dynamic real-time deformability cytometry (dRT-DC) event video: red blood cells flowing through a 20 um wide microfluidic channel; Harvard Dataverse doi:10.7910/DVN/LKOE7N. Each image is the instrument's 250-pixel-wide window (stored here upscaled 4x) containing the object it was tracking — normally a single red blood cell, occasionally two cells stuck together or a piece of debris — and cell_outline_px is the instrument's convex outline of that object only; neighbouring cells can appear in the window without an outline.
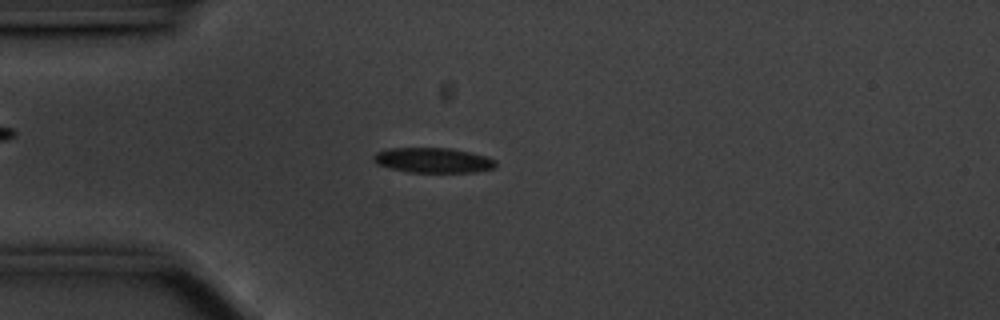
{"species": "common noctule bat (a hibernating species)", "species_latin": "Nyctalus noctula", "temperature_condition": "cold", "stored_images_in_passage": 56, "camera_frame_rate_fps": 3000, "um_per_image_px": 0.085, "animal": {"sex": "male", "body_mass_g": 20.1, "forearm_length_mm": 53.5}, "frame": {"image": 1, "passage_image": 14, "time_ms": 4.333, "image_size_px": [1000, 320], "cell_outline_px": [[496, 168], [476, 172], [408, 172], [376, 164], [372, 156], [376, 152], [388, 148], [452, 148], [484, 156], [496, 160]], "centroid_in_image_um": [36.81, 13.62], "position_along_channel_um": 48.2, "area_um2": 17.8}}
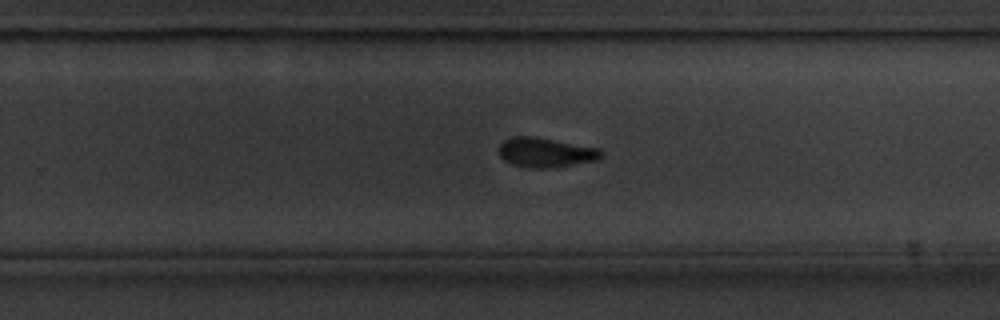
{"frame": {"image": 2, "passage_image": 35, "time_ms": 11.333, "image_size_px": [1000, 320], "cell_outline_px": [[604, 152], [596, 160], [548, 168], [528, 168], [512, 164], [504, 160], [500, 156], [500, 144], [504, 140], [512, 136], [532, 136], [600, 148]], "centroid_in_image_um": [46.36, 12.95], "position_along_channel_um": 283.4, "area_um2": 17.46}}
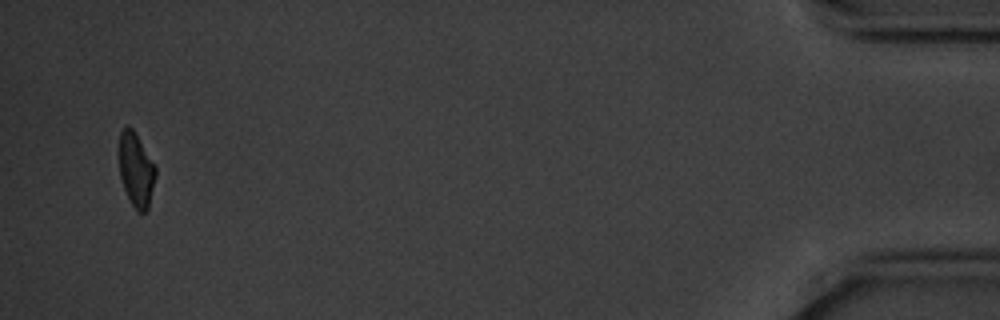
{"frame": {"image": 3, "passage_image": 54, "time_ms": 17.667, "image_size_px": [1000, 320], "cell_outline_px": [[156, 176], [148, 208], [144, 212], [136, 212], [124, 188], [120, 176], [120, 132], [128, 124], [132, 128], [156, 168]], "centroid_in_image_um": [11.57, 14.46], "position_along_channel_um": 423.6, "area_um2": 15.32}, "authors_computed_cell_mechanics": {"area_um2": 17.629, "velocity_mm_per_s": 3.5234, "shape_relaxation_time_tau1_ms": 2.1091, "shape_relaxation_time_tau2_ms": null, "deformation_change_tau1": 0.102, "deformation_change_tau2": null}}